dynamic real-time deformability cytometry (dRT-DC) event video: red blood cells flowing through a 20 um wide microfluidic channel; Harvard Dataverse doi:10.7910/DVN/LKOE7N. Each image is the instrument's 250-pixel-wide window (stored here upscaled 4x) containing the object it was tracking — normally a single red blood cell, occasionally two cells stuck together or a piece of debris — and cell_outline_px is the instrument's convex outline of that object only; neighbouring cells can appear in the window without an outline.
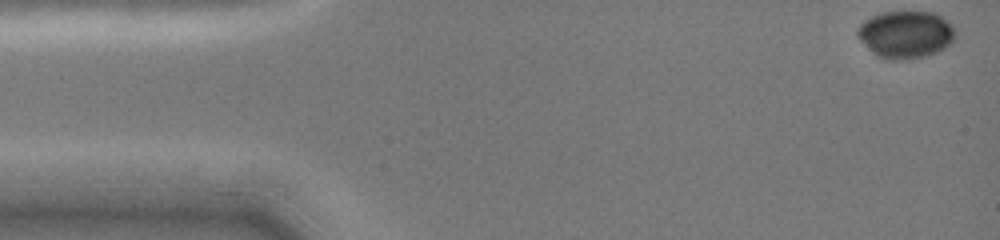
{"species": "common noctule bat (a hibernating species)", "species_latin": "Nyctalus noctula", "temperature_condition": "cold", "stored_images_in_passage": 46, "camera_frame_rate_fps": 3000, "um_per_image_px": 0.085, "animal": {"sex": "female", "body_mass_g": 19.0, "forearm_length_mm": 51.5}, "frame": {"image": 1, "passage_image": 1, "time_ms": 0.0, "image_size_px": [1000, 240], "cell_outline_px": [[956, 40], [944, 48], [928, 56], [908, 60], [888, 60], [876, 56], [860, 40], [856, 32], [860, 24], [864, 20], [872, 16], [884, 12], [932, 12], [940, 16], [952, 24], [956, 28]], "centroid_in_image_um": [77.01, 2.95], "position_along_channel_um": 8.0, "area_um2": 27.34}}
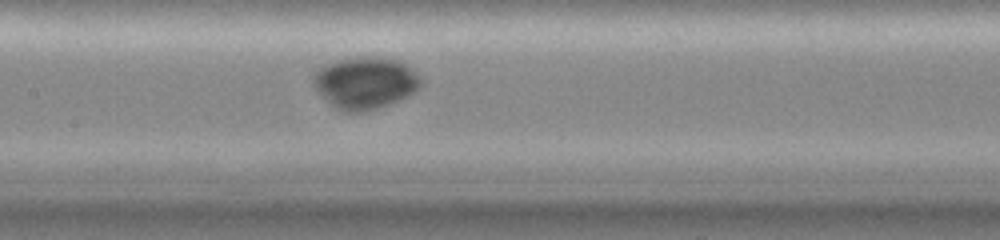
{"frame": {"image": 2, "passage_image": 21, "time_ms": 7.0, "image_size_px": [1000, 240], "cell_outline_px": [[424, 84], [416, 92], [408, 96], [388, 104], [376, 108], [360, 112], [340, 112], [312, 84], [312, 80], [316, 72], [324, 64], [356, 56], [384, 56], [396, 60], [412, 68], [424, 80]], "centroid_in_image_um": [31.1, 7.02], "position_along_channel_um": 176.3, "area_um2": 32.71}}
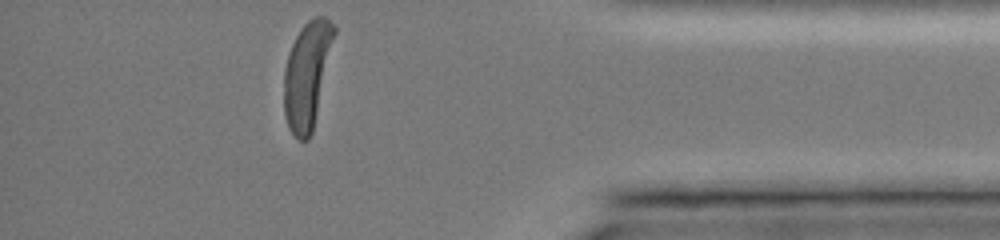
{"frame": {"image": 3, "passage_image": 46, "time_ms": 13.333, "image_size_px": [1000, 240], "cell_outline_px": [[336, 32], [312, 132], [308, 140], [300, 140], [288, 128], [284, 112], [284, 68], [292, 44], [300, 28], [308, 20], [316, 16], [324, 16], [336, 28]], "centroid_in_image_um": [26.1, 6.33], "position_along_channel_um": 409.1, "area_um2": 30.75}, "authors_computed_cell_mechanics": {"area_um2": 29.6803, "velocity_mm_per_s": 4.0104, "shape_relaxation_time_tau1_ms": 3.1779, "shape_relaxation_time_tau2_ms": 10.2006, "deformation_change_tau1": 0.1276, "deformation_change_tau2": 0.0945}}